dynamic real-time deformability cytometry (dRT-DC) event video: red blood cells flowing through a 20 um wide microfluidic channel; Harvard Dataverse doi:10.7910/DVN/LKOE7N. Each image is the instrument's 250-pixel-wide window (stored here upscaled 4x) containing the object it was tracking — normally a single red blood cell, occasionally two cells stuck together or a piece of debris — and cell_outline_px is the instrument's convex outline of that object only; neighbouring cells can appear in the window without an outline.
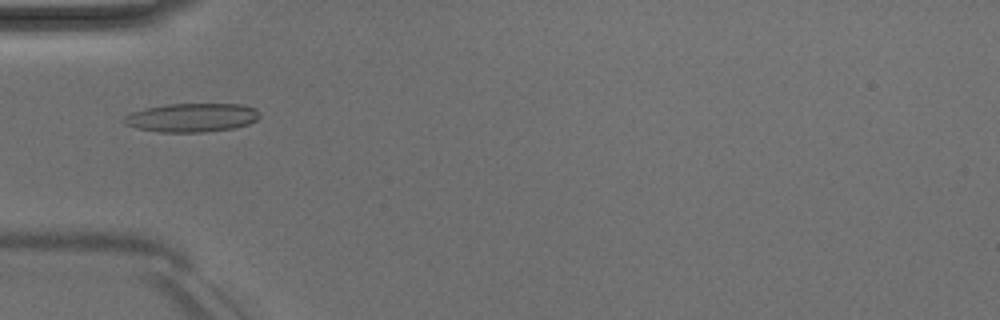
{"species": "Egyptian fruit bat (a non-hibernating species)", "species_latin": "Rousettus aegyptiacus", "temperature_condition": "room temperature", "stored_images_in_passage": 18, "camera_frame_rate_fps": 3000, "um_per_image_px": 0.085, "animal": {"sex": "male"}, "frame": {"image": 1, "passage_image": 1, "time_ms": 0.0, "image_size_px": [1000, 320], "cell_outline_px": [[260, 116], [256, 120], [248, 124], [236, 128], [204, 132], [160, 132], [136, 128], [124, 124], [120, 120], [124, 116], [132, 112], [144, 108], [168, 104], [240, 104], [256, 108], [260, 112]], "centroid_in_image_um": [16.29, 10.0], "position_along_channel_um": 68.7, "area_um2": 22.95}}
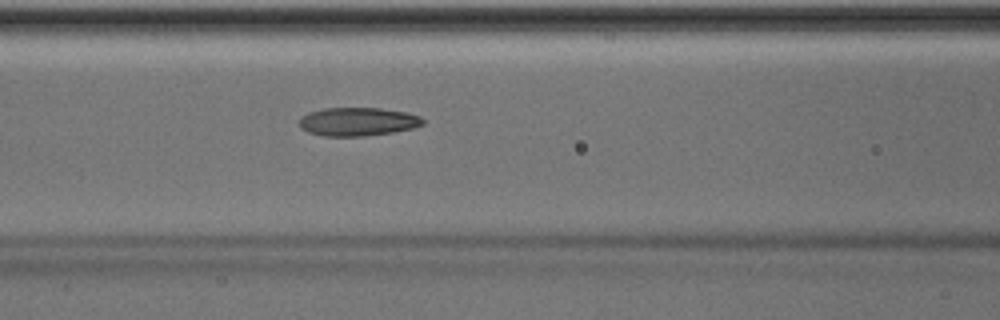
{"frame": {"image": 2, "passage_image": 6, "time_ms": 1.667, "image_size_px": [1000, 320], "cell_outline_px": [[424, 124], [412, 128], [392, 132], [364, 136], [324, 136], [308, 132], [300, 128], [300, 116], [308, 112], [324, 108], [380, 108], [404, 112], [420, 116], [424, 120]], "centroid_in_image_um": [30.38, 10.34], "position_along_channel_um": 136.2, "area_um2": 20.46}}